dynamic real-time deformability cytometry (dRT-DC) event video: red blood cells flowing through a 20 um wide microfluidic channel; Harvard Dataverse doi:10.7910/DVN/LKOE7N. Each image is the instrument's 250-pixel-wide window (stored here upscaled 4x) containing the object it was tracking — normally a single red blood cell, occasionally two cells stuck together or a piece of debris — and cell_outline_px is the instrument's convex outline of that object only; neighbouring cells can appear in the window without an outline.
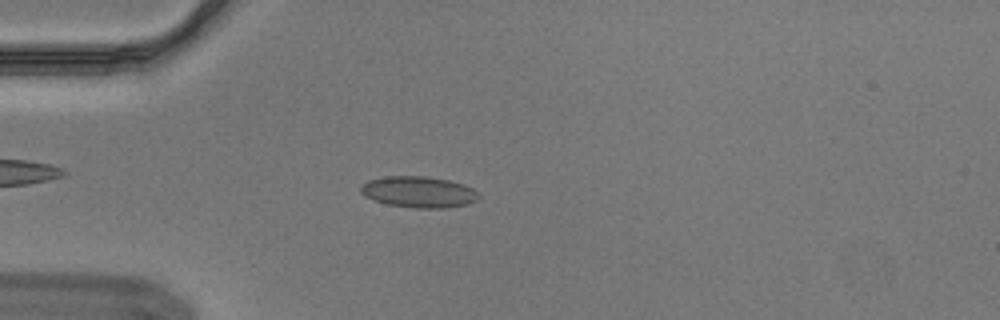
{"species": "Egyptian fruit bat (a non-hibernating species)", "species_latin": "Rousettus aegyptiacus", "temperature_condition": "cold", "stored_images_in_passage": 53, "camera_frame_rate_fps": 3000, "um_per_image_px": 0.085, "animal": {"sex": "male"}, "frame": {"image": 1, "passage_image": 14, "time_ms": 4.333, "image_size_px": [1000, 320], "cell_outline_px": [[480, 196], [476, 200], [468, 204], [444, 208], [416, 208], [388, 204], [364, 196], [360, 192], [360, 184], [368, 180], [388, 176], [428, 176], [448, 180], [464, 184], [472, 188]], "centroid_in_image_um": [35.58, 16.31], "position_along_channel_um": 49.4, "area_um2": 21.44}}
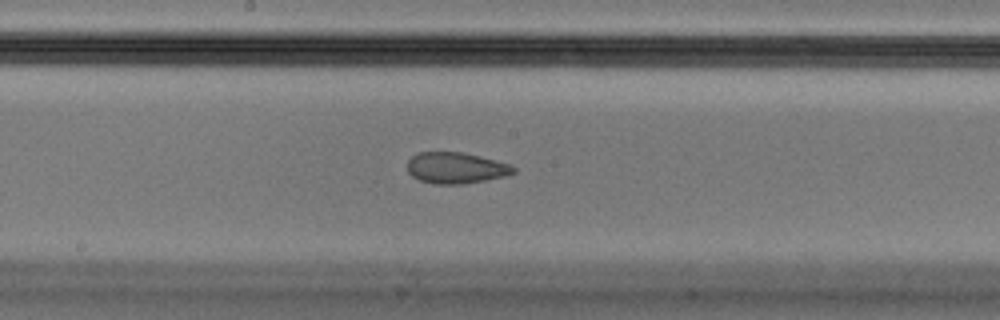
{"frame": {"image": 2, "passage_image": 28, "time_ms": 9.0, "image_size_px": [1000, 320], "cell_outline_px": [[516, 172], [508, 176], [460, 184], [432, 184], [420, 180], [412, 176], [408, 172], [408, 160], [412, 156], [420, 152], [460, 152], [480, 156], [496, 160], [508, 164], [516, 168]], "centroid_in_image_um": [38.76, 14.27], "position_along_channel_um": 209.4, "area_um2": 19.25}}
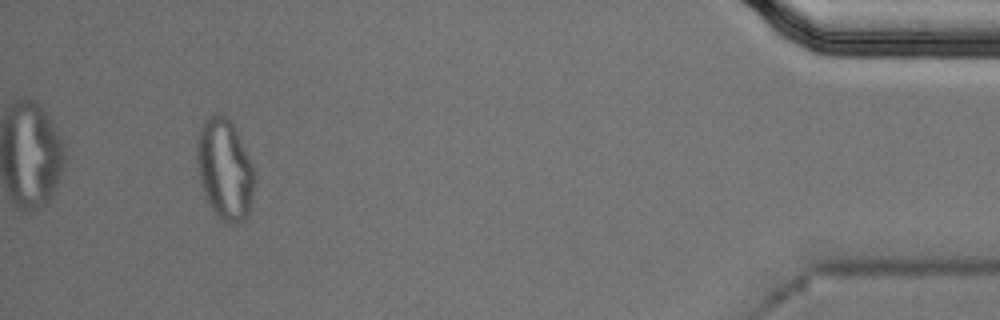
{"frame": {"image": 3, "passage_image": 50, "time_ms": 16.333, "image_size_px": [1000, 320], "cell_outline_px": [[256, 180], [252, 200], [248, 216], [244, 220], [236, 224], [224, 224], [216, 216], [208, 204], [200, 184], [196, 168], [196, 148], [200, 128], [204, 120], [216, 112], [224, 116], [232, 124], [252, 164], [256, 176]], "centroid_in_image_um": [19.09, 14.47], "position_along_channel_um": 416.1, "area_um2": 34.33}, "authors_computed_cell_mechanics": {"area_um2": 20.4612, "velocity_mm_per_s": 3.69, "shape_relaxation_time_tau1_ms": null, "shape_relaxation_time_tau2_ms": 1.5341, "deformation_change_tau1": null, "deformation_change_tau2": 0.0546}}